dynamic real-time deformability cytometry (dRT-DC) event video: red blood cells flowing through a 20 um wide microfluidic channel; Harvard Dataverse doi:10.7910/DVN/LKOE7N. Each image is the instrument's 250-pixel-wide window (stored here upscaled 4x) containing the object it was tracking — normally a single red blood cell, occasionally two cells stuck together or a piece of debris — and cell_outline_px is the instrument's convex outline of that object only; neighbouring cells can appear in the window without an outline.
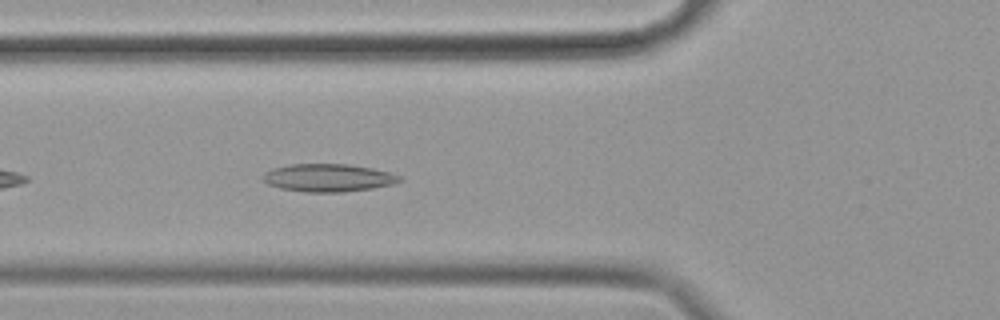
{"species": "common noctule bat (a hibernating species)", "species_latin": "Nyctalus noctula", "temperature_condition": "cold", "stored_images_in_passage": 44, "camera_frame_rate_fps": 3000, "um_per_image_px": 0.085, "animal": {"sex": "female", "body_mass_g": 19.9}, "frame": {"image": 1, "passage_image": 7, "time_ms": 2.0, "image_size_px": [1000, 320], "cell_outline_px": [[404, 180], [392, 184], [372, 188], [344, 192], [304, 192], [280, 188], [268, 184], [264, 180], [264, 172], [272, 168], [292, 164], [348, 164], [372, 168], [388, 172], [400, 176]], "centroid_in_image_um": [27.9, 15.11], "position_along_channel_um": 97.9, "area_um2": 22.08}}
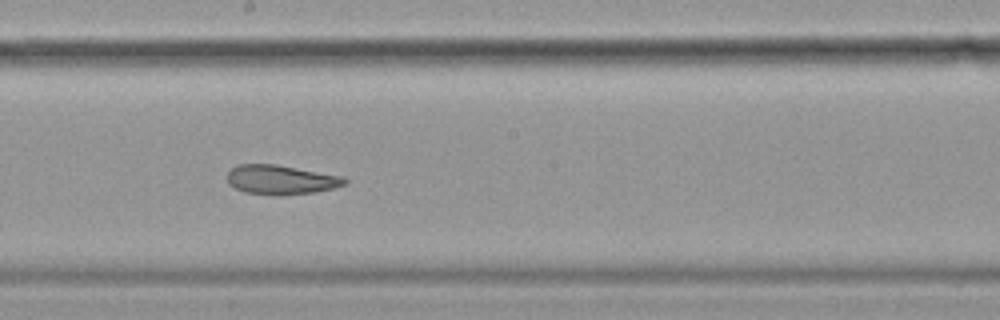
{"frame": {"image": 2, "passage_image": 18, "time_ms": 5.667, "image_size_px": [1000, 320], "cell_outline_px": [[348, 184], [332, 188], [312, 192], [280, 196], [244, 192], [228, 184], [228, 172], [232, 168], [240, 164], [276, 164], [344, 176], [348, 180]], "centroid_in_image_um": [23.9, 15.27], "position_along_channel_um": 224.3, "area_um2": 20.17}}
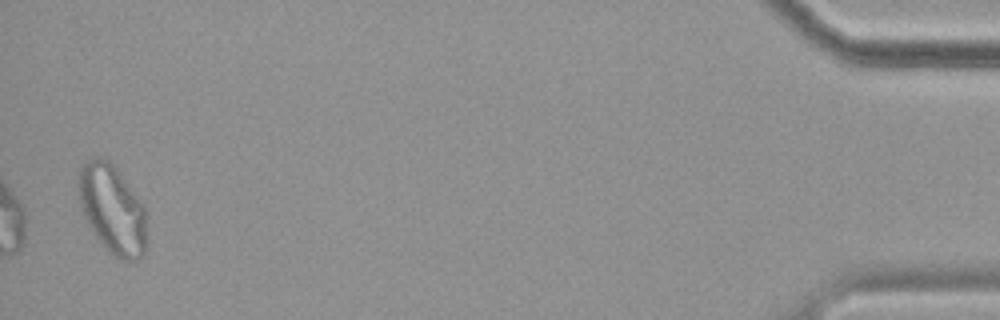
{"frame": {"image": 3, "passage_image": 43, "time_ms": 14.0, "image_size_px": [1000, 320], "cell_outline_px": [[144, 256], [140, 260], [120, 260], [96, 236], [88, 224], [84, 216], [80, 204], [80, 168], [88, 160], [100, 156], [108, 160], [116, 168], [144, 204]], "centroid_in_image_um": [9.56, 17.77], "position_along_channel_um": 425.6, "area_um2": 34.33}, "authors_computed_cell_mechanics": {"area_um2": 22.3975, "velocity_mm_per_s": 3.4538, "shape_relaxation_time_tau1_ms": null, "shape_relaxation_time_tau2_ms": 4.2245, "deformation_change_tau1": null, "deformation_change_tau2": 0.12}}